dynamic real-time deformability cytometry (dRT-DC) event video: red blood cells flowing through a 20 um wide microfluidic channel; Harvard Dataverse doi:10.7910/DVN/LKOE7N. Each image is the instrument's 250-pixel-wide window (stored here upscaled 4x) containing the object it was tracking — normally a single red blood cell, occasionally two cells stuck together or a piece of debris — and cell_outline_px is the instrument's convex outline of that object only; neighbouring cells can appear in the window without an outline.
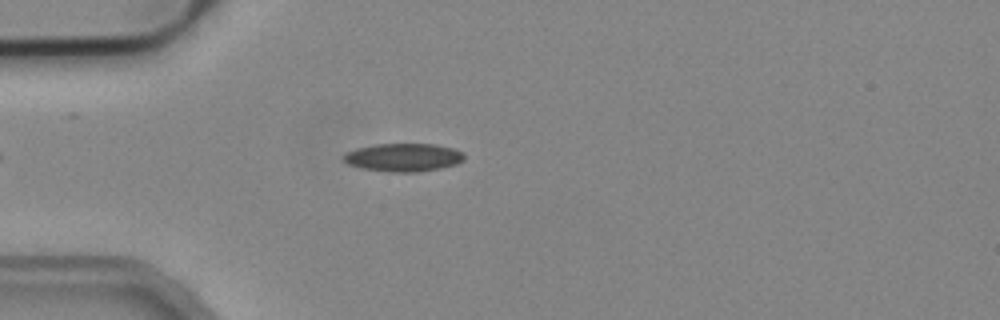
{"species": "common noctule bat (a hibernating species)", "species_latin": "Nyctalus noctula", "temperature_condition": "cold", "stored_images_in_passage": 37, "camera_frame_rate_fps": 3000, "um_per_image_px": 0.085, "animal": {"sex": "male", "body_mass_g": 19.2, "forearm_length_mm": 51.8}, "frame": {"image": 1, "passage_image": 2, "time_ms": 0.333, "image_size_px": [1000, 320], "cell_outline_px": [[464, 160], [456, 164], [440, 168], [420, 172], [388, 172], [360, 168], [348, 164], [340, 156], [344, 152], [356, 148], [376, 144], [436, 144], [452, 148], [464, 152]], "centroid_in_image_um": [34.26, 13.38], "position_along_channel_um": 50.7, "area_um2": 20.06}}
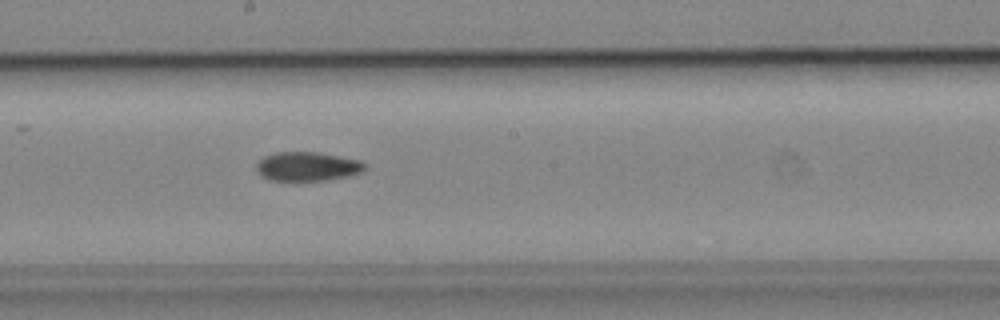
{"frame": {"image": 2, "passage_image": 16, "time_ms": 5.0, "image_size_px": [1000, 320], "cell_outline_px": [[368, 168], [364, 172], [348, 176], [324, 180], [272, 180], [264, 176], [256, 168], [256, 164], [264, 156], [276, 152], [320, 152], [364, 160], [368, 164]], "centroid_in_image_um": [26.25, 14.12], "position_along_channel_um": 221.9, "area_um2": 18.55}}
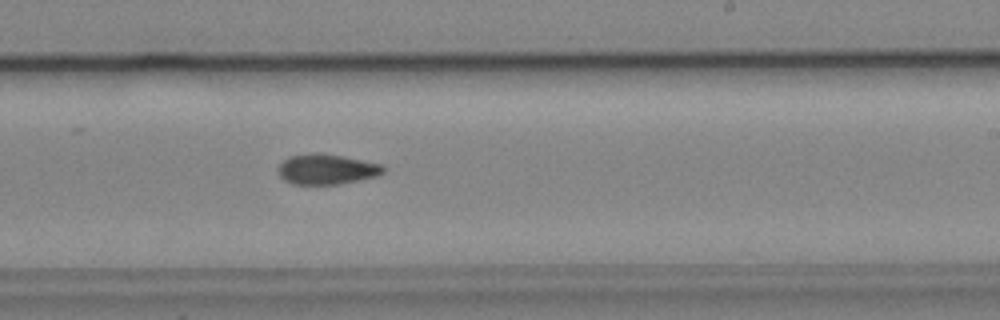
{"frame": {"image": 3, "passage_image": 19, "time_ms": 6.0, "image_size_px": [1000, 320], "cell_outline_px": [[384, 172], [376, 176], [340, 184], [292, 184], [284, 180], [280, 176], [276, 168], [288, 156], [312, 152], [320, 152], [344, 156], [384, 164]], "centroid_in_image_um": [27.75, 14.36], "position_along_channel_um": 261.3, "area_um2": 18.84}, "authors_computed_cell_mechanics": {"area_um2": 18.6116, "velocity_mm_per_s": 3.9305, "shape_relaxation_time_tau1_ms": null, "shape_relaxation_time_tau2_ms": 11.1957, "deformation_change_tau1": null, "deformation_change_tau2": 0.1791}}